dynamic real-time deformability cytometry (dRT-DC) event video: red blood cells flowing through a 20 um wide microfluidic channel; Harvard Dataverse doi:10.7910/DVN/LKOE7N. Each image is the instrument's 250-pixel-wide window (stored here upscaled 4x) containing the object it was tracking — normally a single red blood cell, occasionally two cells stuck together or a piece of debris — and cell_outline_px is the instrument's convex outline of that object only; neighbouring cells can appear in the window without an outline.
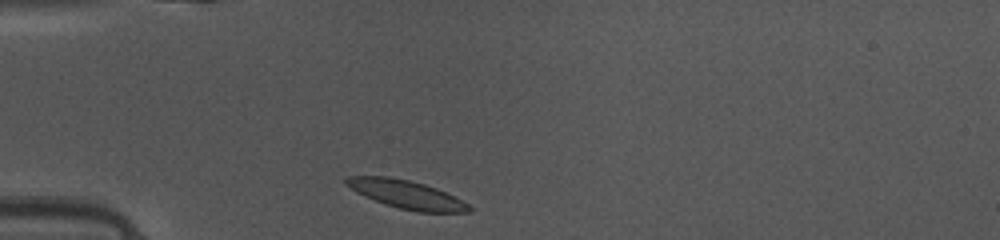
{"species": "common noctule bat (a hibernating species)", "species_latin": "Nyctalus noctula", "temperature_condition": "warm", "stored_images_in_passage": 36, "camera_frame_rate_fps": 3000, "um_per_image_px": 0.085, "animal": {"sex": "female", "body_mass_g": 10.0, "forearm_length_mm": 53.1}, "frame": {"image": 1, "passage_image": 1, "time_ms": 0.0, "image_size_px": [1000, 240], "cell_outline_px": [[472, 208], [468, 212], [416, 212], [384, 204], [364, 196], [356, 192], [344, 184], [344, 180], [348, 176], [388, 176], [408, 180], [424, 184], [436, 188], [468, 204]], "centroid_in_image_um": [34.48, 16.52], "position_along_channel_um": 50.5, "area_um2": 20.06}}
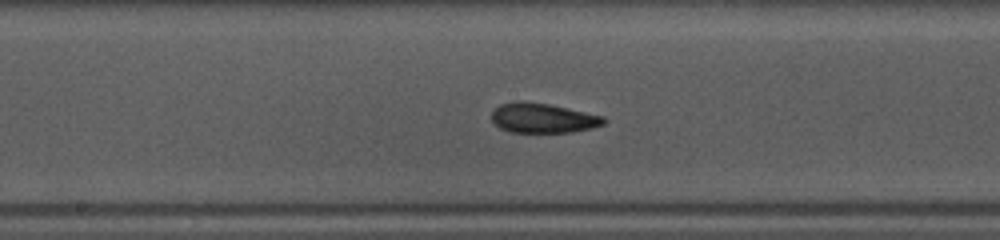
{"frame": {"image": 2, "passage_image": 13, "time_ms": 4.0, "image_size_px": [1000, 240], "cell_outline_px": [[608, 120], [604, 124], [592, 128], [572, 132], [508, 132], [500, 128], [492, 120], [492, 112], [500, 104], [516, 100], [520, 100], [548, 104], [568, 108], [604, 116]], "centroid_in_image_um": [46.16, 10.03], "position_along_channel_um": 202.0, "area_um2": 19.54}}
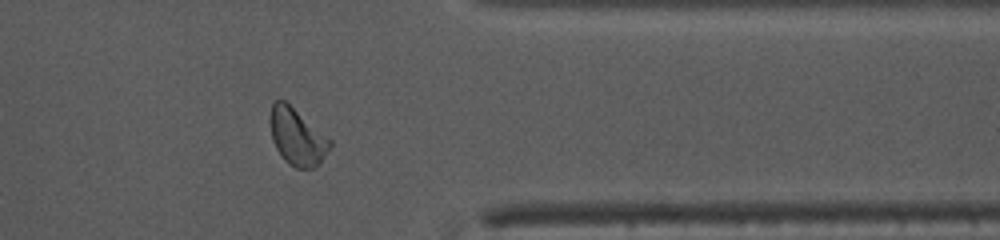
{"frame": {"image": 3, "passage_image": 27, "time_ms": 8.667, "image_size_px": [1000, 240], "cell_outline_px": [[332, 144], [320, 164], [312, 168], [296, 168], [288, 164], [284, 160], [276, 148], [272, 140], [272, 104], [276, 100], [284, 100], [332, 140]], "centroid_in_image_um": [25.29, 11.67], "position_along_channel_um": 386.1, "area_um2": 19.36}, "authors_computed_cell_mechanics": {"area_um2": 19.8543, "velocity_mm_per_s": 4.1179, "shape_relaxation_time_tau1_ms": 4.1131, "shape_relaxation_time_tau2_ms": 2.5072, "deformation_change_tau1": 0.1343, "deformation_change_tau2": 0.0808}}